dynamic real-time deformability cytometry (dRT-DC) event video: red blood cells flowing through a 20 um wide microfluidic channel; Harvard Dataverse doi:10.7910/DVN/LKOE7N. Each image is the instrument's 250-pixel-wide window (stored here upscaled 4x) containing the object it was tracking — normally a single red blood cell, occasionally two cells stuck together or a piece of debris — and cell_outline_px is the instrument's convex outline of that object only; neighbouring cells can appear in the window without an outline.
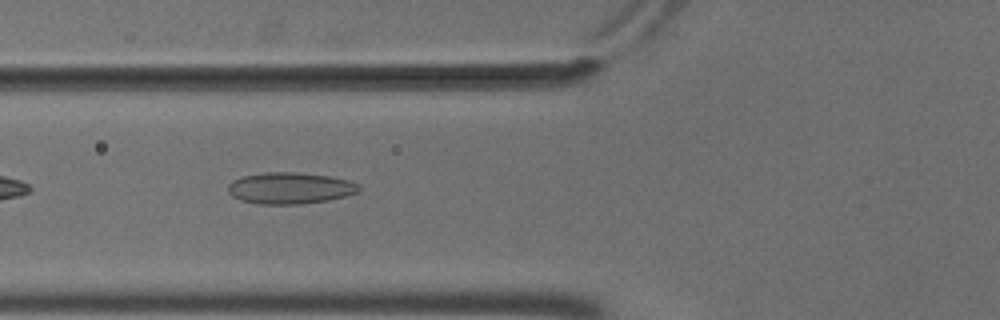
{"species": "common noctule bat (a hibernating species)", "species_latin": "Nyctalus noctula", "temperature_condition": "cold", "stored_images_in_passage": 37, "camera_frame_rate_fps": 3000, "um_per_image_px": 0.085, "animal": {"sex": "male", "body_mass_g": 18.8}, "frame": {"image": 1, "passage_image": 3, "time_ms": 0.667, "image_size_px": [1000, 320], "cell_outline_px": [[360, 192], [328, 200], [300, 204], [260, 204], [240, 200], [232, 196], [228, 192], [228, 184], [232, 180], [244, 176], [264, 172], [296, 172], [328, 176], [348, 180], [360, 184]], "centroid_in_image_um": [24.65, 15.99], "position_along_channel_um": 101.2, "area_um2": 24.04}}
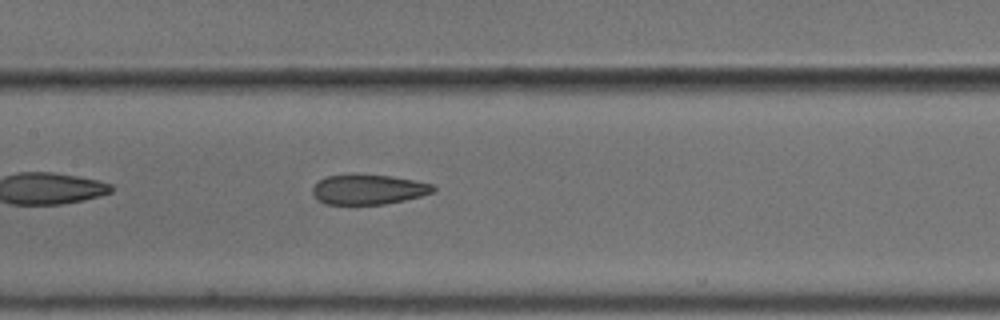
{"frame": {"image": 2, "passage_image": 9, "time_ms": 2.667, "image_size_px": [1000, 320], "cell_outline_px": [[436, 192], [404, 200], [384, 204], [324, 204], [316, 200], [312, 192], [312, 188], [320, 180], [328, 176], [392, 176], [432, 184], [436, 188]], "centroid_in_image_um": [31.33, 16.14], "position_along_channel_um": 176.1, "area_um2": 20.58}}
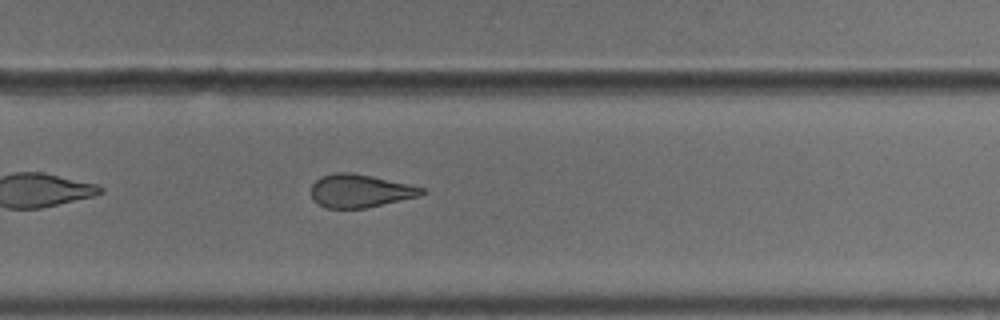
{"frame": {"image": 3, "passage_image": 19, "time_ms": 6.0, "image_size_px": [1000, 320], "cell_outline_px": [[424, 192], [420, 196], [364, 208], [324, 208], [312, 200], [312, 184], [320, 176], [336, 172], [348, 172], [372, 176], [408, 184], [424, 188]], "centroid_in_image_um": [30.56, 16.22], "position_along_channel_um": 299.2, "area_um2": 21.21}, "authors_computed_cell_mechanics": {"area_um2": 22.5998, "velocity_mm_per_s": 3.7057, "shape_relaxation_time_tau1_ms": null, "shape_relaxation_time_tau2_ms": 3.01, "deformation_change_tau1": null, "deformation_change_tau2": 0.1006}}